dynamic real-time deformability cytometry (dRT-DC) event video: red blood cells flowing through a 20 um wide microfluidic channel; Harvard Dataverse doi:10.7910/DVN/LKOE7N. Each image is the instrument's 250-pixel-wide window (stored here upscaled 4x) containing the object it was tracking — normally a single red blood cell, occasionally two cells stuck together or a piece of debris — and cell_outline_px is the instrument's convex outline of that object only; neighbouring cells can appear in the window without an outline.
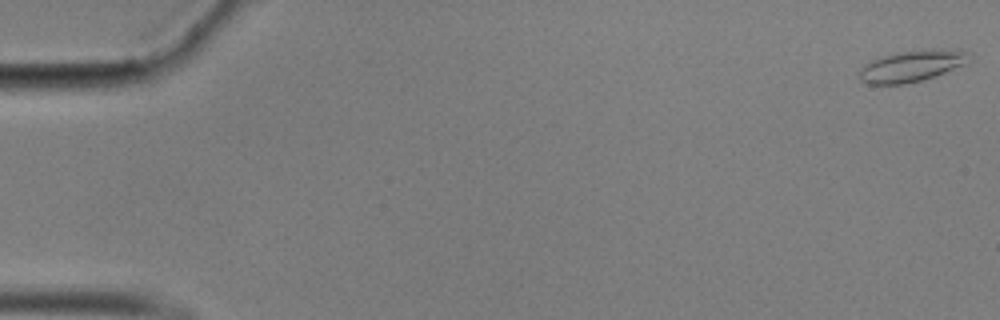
{"species": "common noctule bat (a hibernating species)", "species_latin": "Nyctalus noctula", "temperature_condition": "cold", "stored_images_in_passage": 58, "camera_frame_rate_fps": 3000, "um_per_image_px": 0.085, "animal": {"sex": "male", "body_mass_g": 17.9}, "frame": {"image": 1, "passage_image": 1, "time_ms": 0.0, "image_size_px": [1000, 320], "cell_outline_px": [[972, 60], [964, 64], [944, 72], [920, 80], [904, 84], [868, 84], [860, 80], [860, 68], [864, 64], [880, 56], [920, 48], [956, 48], [972, 52]], "centroid_in_image_um": [77.57, 5.55], "position_along_channel_um": 7.4, "area_um2": 20.52}}
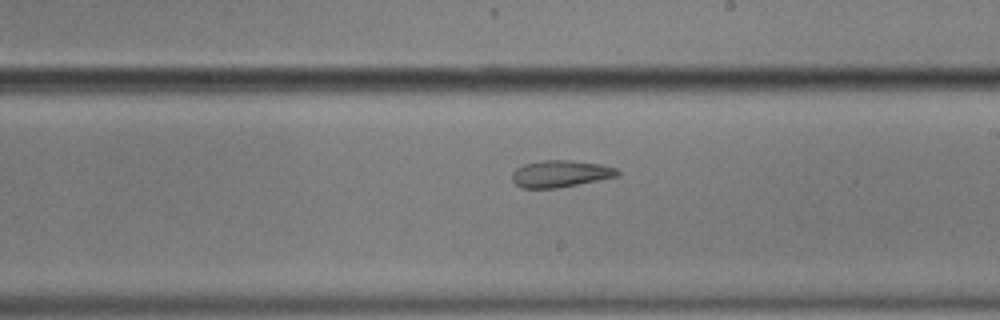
{"frame": {"image": 2, "passage_image": 34, "time_ms": 11.0, "image_size_px": [1000, 320], "cell_outline_px": [[620, 176], [556, 188], [520, 188], [512, 180], [512, 172], [516, 168], [524, 164], [544, 160], [572, 160], [600, 164], [616, 168], [620, 172]], "centroid_in_image_um": [47.64, 14.76], "position_along_channel_um": 241.4, "area_um2": 16.53}}
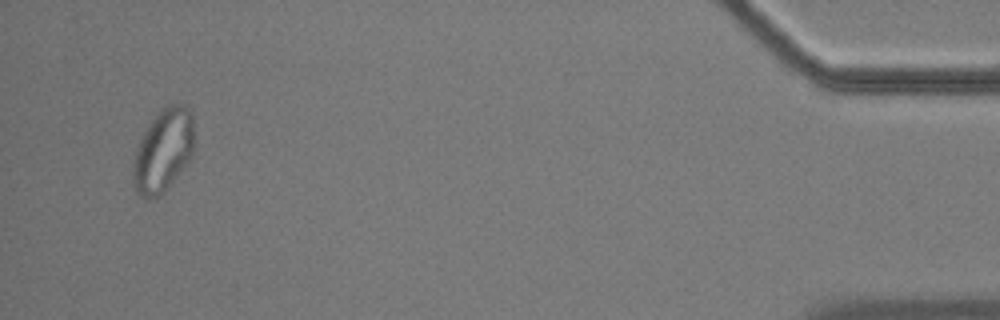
{"frame": {"image": 3, "passage_image": 56, "time_ms": 18.333, "image_size_px": [1000, 320], "cell_outline_px": [[192, 156], [176, 176], [156, 196], [148, 200], [140, 196], [136, 192], [132, 184], [132, 164], [144, 128], [168, 104], [180, 100], [192, 112]], "centroid_in_image_um": [13.84, 12.75], "position_along_channel_um": 421.4, "area_um2": 29.19}, "authors_computed_cell_mechanics": {"area_um2": 18.207, "velocity_mm_per_s": 3.4693, "shape_relaxation_time_tau1_ms": null, "shape_relaxation_time_tau2_ms": 2.5623, "deformation_change_tau1": null, "deformation_change_tau2": 0.0751}}